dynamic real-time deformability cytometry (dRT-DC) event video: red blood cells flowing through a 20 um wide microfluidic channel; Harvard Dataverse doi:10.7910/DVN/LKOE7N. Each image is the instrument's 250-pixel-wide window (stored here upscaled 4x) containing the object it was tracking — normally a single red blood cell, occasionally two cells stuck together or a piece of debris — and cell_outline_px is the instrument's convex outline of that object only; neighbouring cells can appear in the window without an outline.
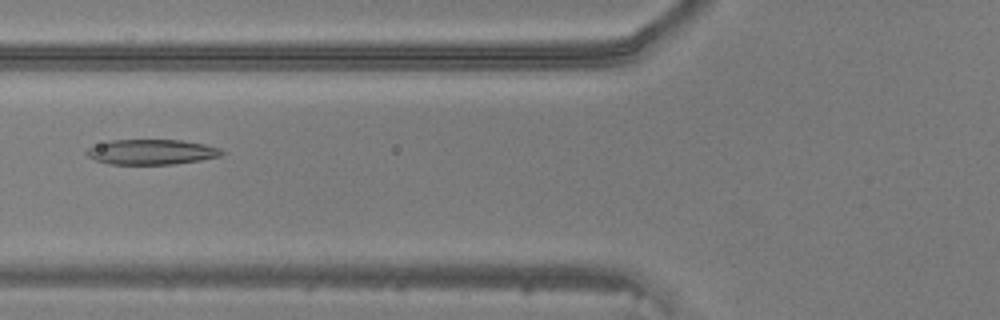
{"species": "common noctule bat (a hibernating species)", "species_latin": "Nyctalus noctula", "temperature_condition": "warm", "stored_images_in_passage": 48, "camera_frame_rate_fps": 3000, "um_per_image_px": 0.085, "animal": {"sex": "male", "body_mass_g": 20.5, "forearm_length_mm": 52.5}, "frame": {"image": 1, "passage_image": 19, "time_ms": 6.0, "image_size_px": [1000, 320], "cell_outline_px": [[224, 152], [220, 156], [200, 160], [172, 164], [108, 164], [96, 160], [88, 156], [84, 152], [88, 148], [108, 140], [180, 140], [204, 144], [220, 148]], "centroid_in_image_um": [12.86, 12.91], "position_along_channel_um": 112.9, "area_um2": 19.71}}
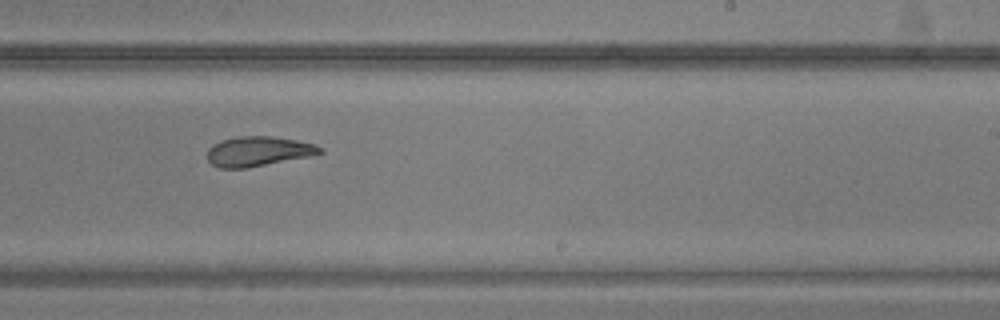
{"frame": {"image": 2, "passage_image": 30, "time_ms": 9.667, "image_size_px": [1000, 320], "cell_outline_px": [[324, 152], [308, 156], [248, 168], [220, 168], [212, 164], [208, 160], [208, 148], [212, 144], [236, 136], [268, 136], [296, 140], [316, 144], [324, 148]], "centroid_in_image_um": [21.95, 12.86], "position_along_channel_um": 267.0, "area_um2": 19.48}}
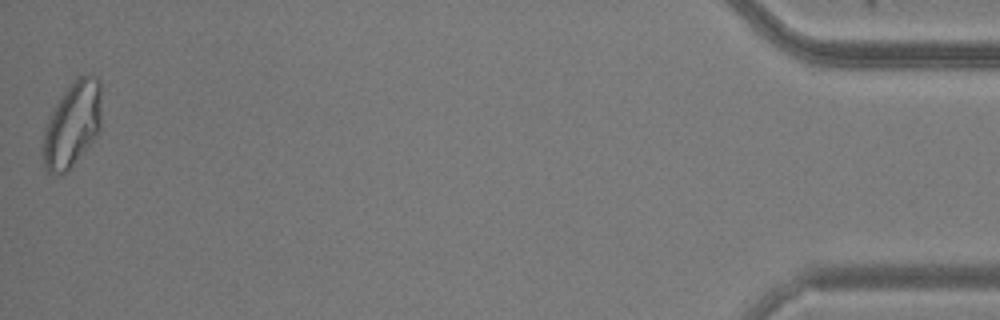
{"frame": {"image": 3, "passage_image": 48, "time_ms": 15.667, "image_size_px": [1000, 320], "cell_outline_px": [[100, 128], [96, 136], [68, 172], [60, 176], [56, 176], [48, 172], [44, 168], [44, 132], [48, 116], [60, 96], [72, 80], [76, 76], [92, 72], [100, 80]], "centroid_in_image_um": [6.14, 10.55], "position_along_channel_um": 429.1, "area_um2": 29.48}}